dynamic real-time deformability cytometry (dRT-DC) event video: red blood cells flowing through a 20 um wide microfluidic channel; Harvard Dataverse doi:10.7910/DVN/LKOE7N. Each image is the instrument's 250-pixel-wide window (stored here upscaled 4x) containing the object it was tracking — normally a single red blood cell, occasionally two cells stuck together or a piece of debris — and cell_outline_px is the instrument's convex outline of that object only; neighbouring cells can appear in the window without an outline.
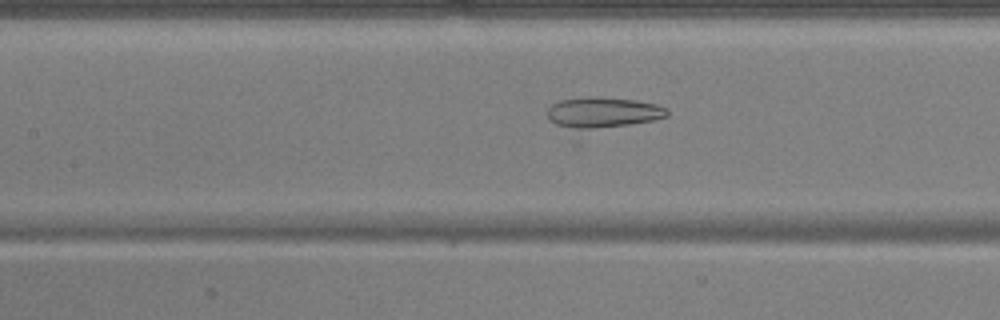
{"species": "common noctule bat (a hibernating species)", "species_latin": "Nyctalus noctula", "temperature_condition": "warm", "stored_images_in_passage": 17, "camera_frame_rate_fps": 3000, "um_per_image_px": 0.085, "animal": {"sex": "male", "body_mass_g": 17.9, "forearm_length_mm": 54.2}, "frame": {"image": 1, "passage_image": 8, "time_ms": 2.333, "image_size_px": [1000, 320], "cell_outline_px": [[668, 116], [580, 144], [572, 144], [548, 116], [548, 108], [552, 104], [560, 100], [588, 96], [596, 96], [636, 100], [656, 104], [668, 108]], "centroid_in_image_um": [51.09, 9.9], "position_along_channel_um": 156.3, "area_um2": 26.93}}